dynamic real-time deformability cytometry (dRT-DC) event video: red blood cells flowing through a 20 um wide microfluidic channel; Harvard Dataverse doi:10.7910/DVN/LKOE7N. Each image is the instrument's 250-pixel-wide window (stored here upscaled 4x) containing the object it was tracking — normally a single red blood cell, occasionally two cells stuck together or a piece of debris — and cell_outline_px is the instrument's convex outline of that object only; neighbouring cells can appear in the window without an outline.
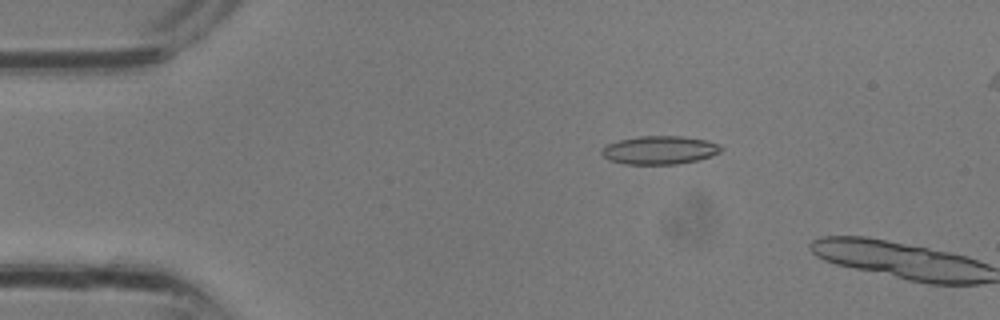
{"species": "common noctule bat (a hibernating species)", "species_latin": "Nyctalus noctula", "temperature_condition": "room temperature", "stored_images_in_passage": 3, "camera_frame_rate_fps": 3000, "um_per_image_px": 0.085, "animal": {"sex": "male", "body_mass_g": 13.3}, "frame": {"image": 1, "passage_image": 2, "time_ms": 0.333, "image_size_px": [1000, 320], "cell_outline_px": [[724, 148], [720, 152], [712, 156], [680, 164], [624, 164], [608, 160], [600, 152], [608, 144], [620, 140], [640, 136], [684, 136], [704, 140], [720, 144]], "centroid_in_image_um": [56.1, 12.76], "position_along_channel_um": 28.9, "area_um2": 19.71}}